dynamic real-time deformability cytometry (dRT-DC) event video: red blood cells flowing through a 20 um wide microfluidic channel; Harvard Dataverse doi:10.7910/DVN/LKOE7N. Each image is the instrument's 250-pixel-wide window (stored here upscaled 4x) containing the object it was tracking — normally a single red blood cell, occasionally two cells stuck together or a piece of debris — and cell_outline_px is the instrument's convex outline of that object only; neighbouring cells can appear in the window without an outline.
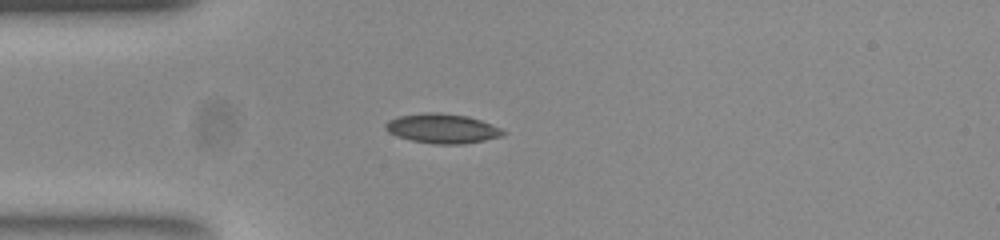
{"species": "common noctule bat (a hibernating species)", "species_latin": "Nyctalus noctula", "temperature_condition": "room temperature", "stored_images_in_passage": 40, "camera_frame_rate_fps": 3000, "um_per_image_px": 0.085, "animal": {"sex": "female", "body_mass_g": 23.0, "forearm_length_mm": 53.4}, "frame": {"image": 1, "passage_image": 1, "time_ms": 0.0, "image_size_px": [1000, 240], "cell_outline_px": [[508, 132], [504, 136], [464, 144], [436, 144], [412, 140], [396, 136], [388, 132], [384, 128], [384, 124], [388, 120], [396, 116], [424, 112], [440, 112], [468, 116], [492, 124]], "centroid_in_image_um": [37.59, 10.91], "position_along_channel_um": 47.4, "area_um2": 20.52}}
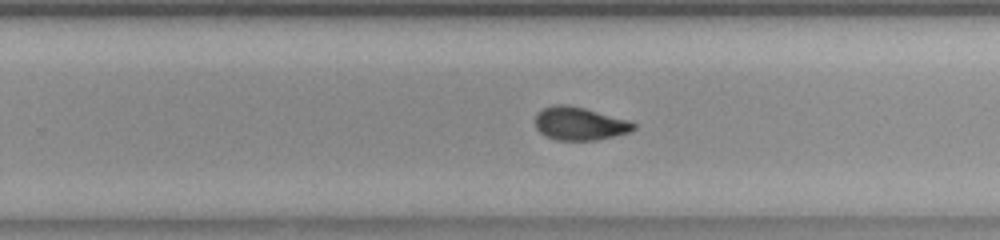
{"frame": {"image": 2, "passage_image": 20, "time_ms": 6.333, "image_size_px": [1000, 240], "cell_outline_px": [[636, 128], [628, 132], [596, 140], [556, 140], [544, 136], [536, 128], [536, 112], [544, 108], [556, 104], [568, 104], [584, 108], [628, 120], [636, 124]], "centroid_in_image_um": [49.23, 10.5], "position_along_channel_um": 280.6, "area_um2": 18.9}}
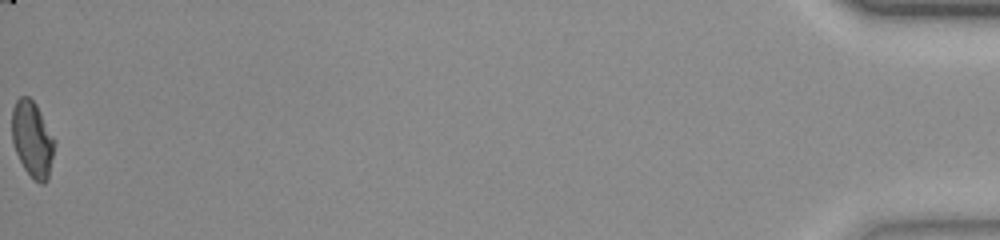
{"frame": {"image": 3, "passage_image": 40, "time_ms": 13.0, "image_size_px": [1000, 240], "cell_outline_px": [[56, 140], [48, 180], [44, 184], [40, 184], [32, 180], [24, 168], [16, 152], [12, 140], [12, 108], [16, 100], [20, 96], [28, 96], [36, 104]], "centroid_in_image_um": [2.76, 11.85], "position_along_channel_um": 432.4, "area_um2": 19.07}, "authors_computed_cell_mechanics": {"area_um2": 19.3341, "velocity_mm_per_s": 3.8821, "shape_relaxation_time_tau1_ms": null, "shape_relaxation_time_tau2_ms": 2.0985, "deformation_change_tau1": null, "deformation_change_tau2": 0.0655}}